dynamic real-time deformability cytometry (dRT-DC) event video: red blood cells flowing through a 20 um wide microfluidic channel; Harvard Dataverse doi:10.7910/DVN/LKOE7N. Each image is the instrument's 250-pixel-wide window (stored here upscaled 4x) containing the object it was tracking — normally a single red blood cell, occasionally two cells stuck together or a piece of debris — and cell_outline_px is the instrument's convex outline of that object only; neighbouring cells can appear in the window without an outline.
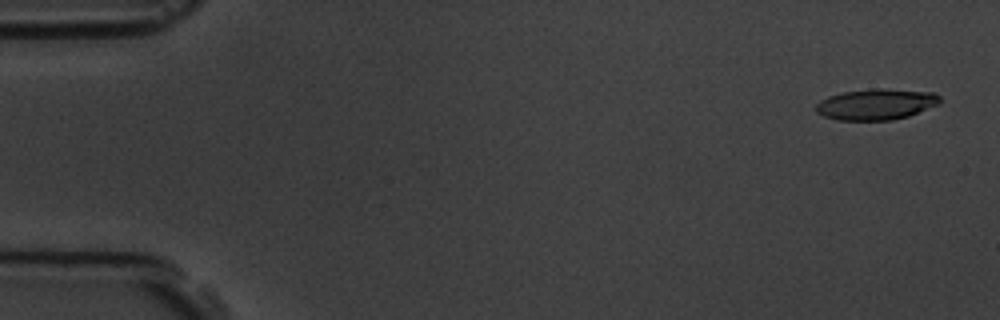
{"species": "common noctule bat (a hibernating species)", "species_latin": "Nyctalus noctula", "temperature_condition": "room temperature", "stored_images_in_passage": 5, "camera_frame_rate_fps": 3000, "um_per_image_px": 0.085, "animal": {"sex": "male", "body_mass_g": 19.5, "forearm_length_mm": 54.6}, "frame": {"image": 1, "passage_image": 1, "time_ms": 0.0, "image_size_px": [1000, 320], "cell_outline_px": [[940, 104], [908, 116], [892, 120], [836, 120], [824, 116], [816, 112], [816, 104], [820, 100], [828, 96], [844, 92], [876, 88], [880, 88], [936, 92], [940, 96]], "centroid_in_image_um": [74.49, 8.86], "position_along_channel_um": 10.5, "area_um2": 22.48}}
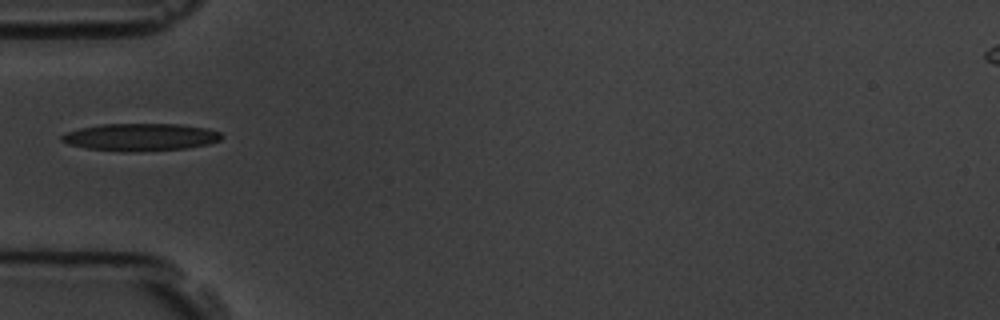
{"frame": {"image": 2, "passage_image": 5, "time_ms": 5.333, "image_size_px": [1000, 320], "cell_outline_px": [[224, 136], [220, 140], [208, 144], [188, 148], [136, 152], [88, 148], [68, 144], [60, 140], [60, 136], [64, 132], [80, 128], [100, 124], [180, 124], [208, 128], [220, 132]], "centroid_in_image_um": [11.96, 11.64], "position_along_channel_um": 73.0, "area_um2": 25.66}}